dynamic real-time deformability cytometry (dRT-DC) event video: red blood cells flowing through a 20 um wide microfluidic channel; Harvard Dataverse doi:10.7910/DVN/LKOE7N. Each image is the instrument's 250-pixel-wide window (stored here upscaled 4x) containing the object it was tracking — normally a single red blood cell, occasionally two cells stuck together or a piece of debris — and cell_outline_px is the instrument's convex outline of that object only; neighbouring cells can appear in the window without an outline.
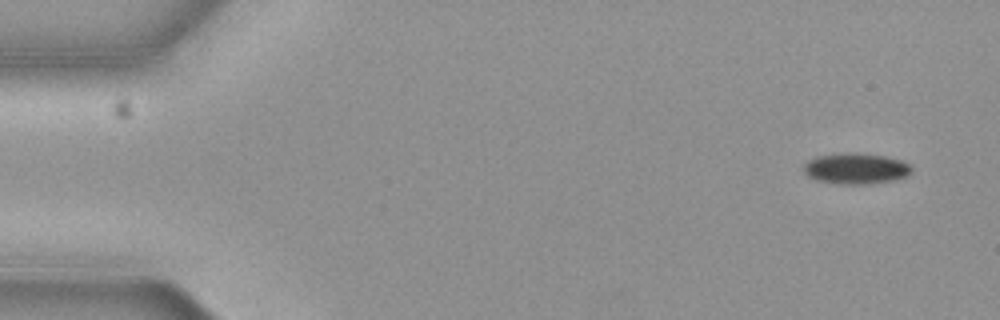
{"species": "common noctule bat (a hibernating species)", "species_latin": "Nyctalus noctula", "temperature_condition": "cold", "stored_images_in_passage": 6, "camera_frame_rate_fps": 3000, "um_per_image_px": 0.085, "animal": {"sex": "female", "body_mass_g": 19.3, "forearm_length_mm": 54.1}, "frame": {"image": 1, "passage_image": 1, "time_ms": 0.0, "image_size_px": [1000, 320], "cell_outline_px": [[912, 172], [908, 176], [896, 180], [864, 184], [840, 184], [816, 180], [808, 176], [800, 168], [808, 160], [816, 156], [848, 152], [884, 156], [900, 160], [908, 164], [912, 168]], "centroid_in_image_um": [72.72, 14.33], "position_along_channel_um": 12.3, "area_um2": 19.54}}
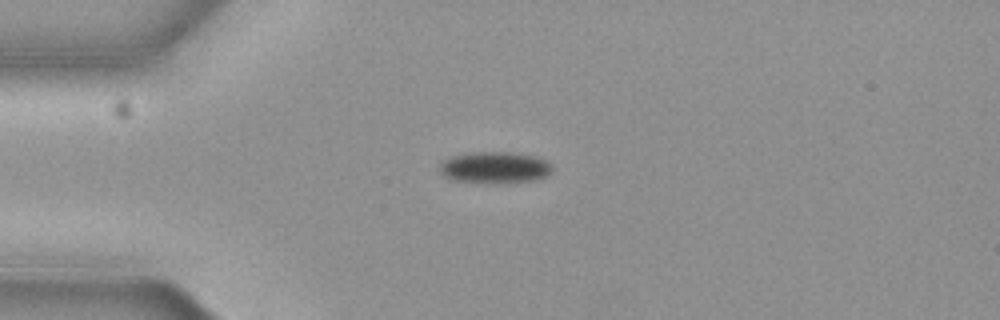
{"frame": {"image": 2, "passage_image": 4, "time_ms": 1.0, "image_size_px": [1000, 320], "cell_outline_px": [[552, 172], [536, 180], [452, 180], [444, 176], [440, 172], [440, 164], [444, 160], [452, 156], [476, 152], [504, 152], [532, 156], [544, 160], [552, 164]], "centroid_in_image_um": [42.04, 14.19], "position_along_channel_um": 43.0, "area_um2": 19.42}}
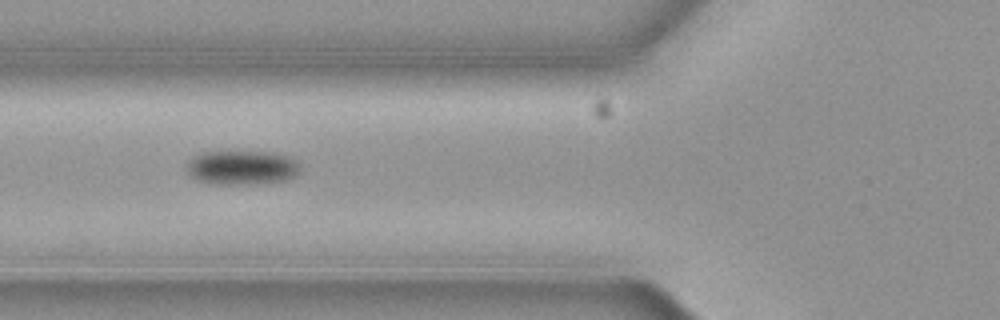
{"frame": {"image": 3, "passage_image": 6, "time_ms": 1.667, "image_size_px": [1000, 320], "cell_outline_px": [[300, 172], [296, 176], [288, 180], [272, 184], [212, 184], [196, 180], [192, 176], [188, 168], [188, 160], [192, 156], [204, 152], [276, 152], [288, 156], [296, 160], [300, 164]], "centroid_in_image_um": [20.65, 14.26], "position_along_channel_um": 105.2, "area_um2": 23.12}}